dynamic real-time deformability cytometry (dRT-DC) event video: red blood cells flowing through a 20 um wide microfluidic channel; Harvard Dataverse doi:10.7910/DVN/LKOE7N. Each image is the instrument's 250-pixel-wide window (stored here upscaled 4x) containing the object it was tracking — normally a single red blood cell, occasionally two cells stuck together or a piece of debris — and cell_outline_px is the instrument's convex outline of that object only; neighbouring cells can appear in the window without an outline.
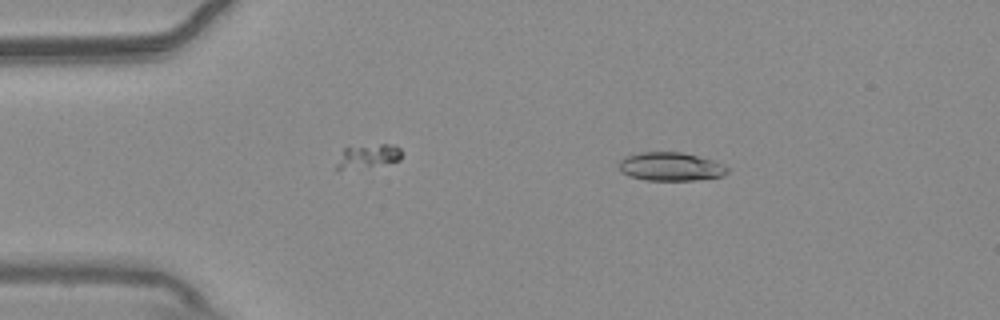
{"species": "common noctule bat (a hibernating species)", "species_latin": "Nyctalus noctula", "temperature_condition": "warm", "stored_images_in_passage": 49, "camera_frame_rate_fps": 3000, "um_per_image_px": 0.085, "animal": {"sex": "male", "body_mass_g": 20.4}, "frame": {"image": 1, "passage_image": 9, "time_ms": 2.667, "image_size_px": [1000, 320], "cell_outline_px": [[728, 172], [724, 176], [696, 180], [644, 180], [628, 176], [620, 172], [616, 164], [624, 156], [640, 152], [680, 152], [712, 160], [724, 164], [728, 168]], "centroid_in_image_um": [56.95, 14.17], "position_along_channel_um": 28.1, "area_um2": 18.26}}
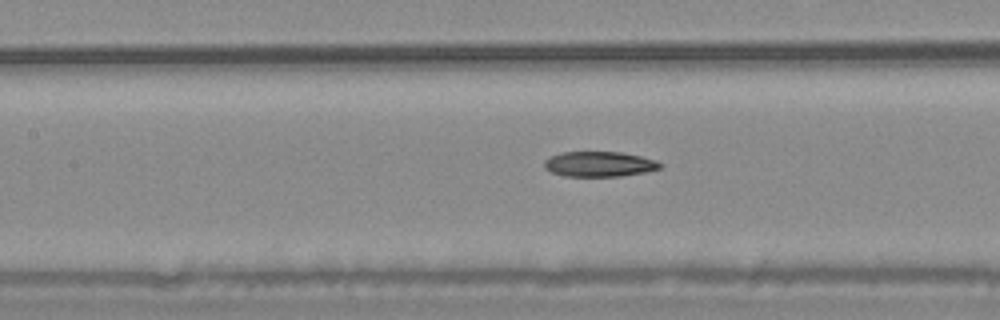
{"frame": {"image": 2, "passage_image": 24, "time_ms": 7.667, "image_size_px": [1000, 320], "cell_outline_px": [[664, 164], [660, 168], [644, 172], [620, 176], [564, 176], [552, 172], [544, 168], [544, 160], [552, 156], [564, 152], [620, 152], [640, 156], [656, 160]], "centroid_in_image_um": [50.95, 13.95], "position_along_channel_um": 156.5, "area_um2": 16.88}}
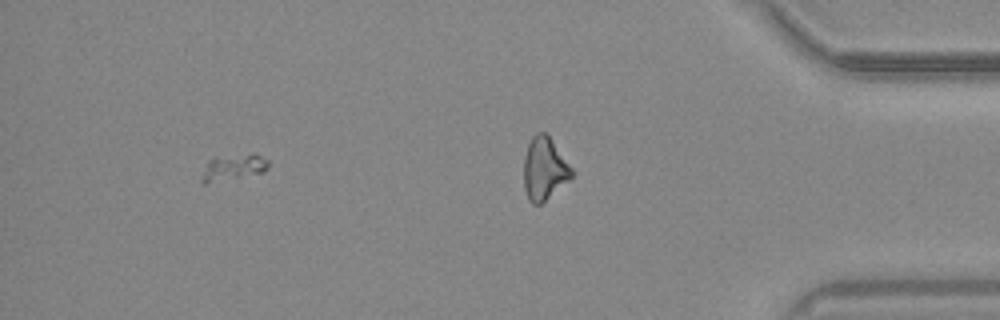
{"frame": {"image": 3, "passage_image": 44, "time_ms": 14.333, "image_size_px": [1000, 320], "cell_outline_px": [[268, 168], [264, 172], [204, 184], [200, 180], [200, 176], [208, 160], [216, 156], [252, 152], [256, 152], [268, 160]], "centroid_in_image_um": [19.82, 14.18], "position_along_channel_um": 415.4, "area_um2": 10.52}, "authors_computed_cell_mechanics": {"area_um2": 18.0336, "velocity_mm_per_s": 3.7523, "shape_relaxation_time_tau1_ms": 9.0241, "shape_relaxation_time_tau2_ms": null, "deformation_change_tau1": 0.1616, "deformation_change_tau2": null}}